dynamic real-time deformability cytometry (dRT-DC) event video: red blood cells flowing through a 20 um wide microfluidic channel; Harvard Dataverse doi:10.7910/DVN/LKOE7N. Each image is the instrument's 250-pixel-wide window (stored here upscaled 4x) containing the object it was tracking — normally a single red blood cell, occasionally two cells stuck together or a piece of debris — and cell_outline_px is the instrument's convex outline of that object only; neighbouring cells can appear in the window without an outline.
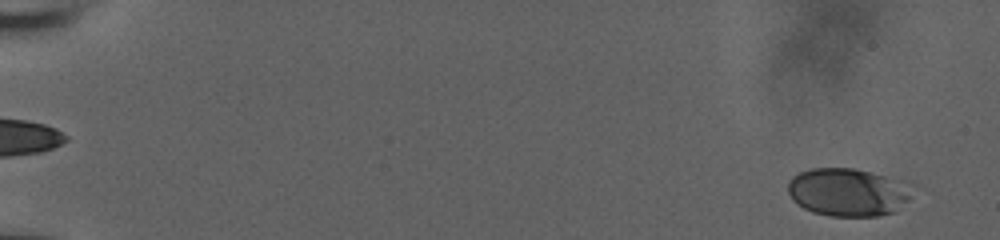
{"species": "human", "species_latin": "Homo sapiens", "temperature_condition": "room temperature", "stored_images_in_passage": 37, "camera_frame_rate_fps": 3000, "um_per_image_px": 0.085, "donor": {"sex": "male"}, "frame": {"image": 1, "passage_image": 1, "time_ms": 0.0, "image_size_px": [1000, 240], "cell_outline_px": [[916, 184], [908, 200], [892, 212], [880, 216], [828, 216], [812, 212], [804, 208], [792, 200], [788, 192], [788, 180], [792, 176], [800, 172], [812, 168], [852, 168], [912, 180]], "centroid_in_image_um": [72.15, 16.31], "position_along_channel_um": 12.9, "area_um2": 35.66}}
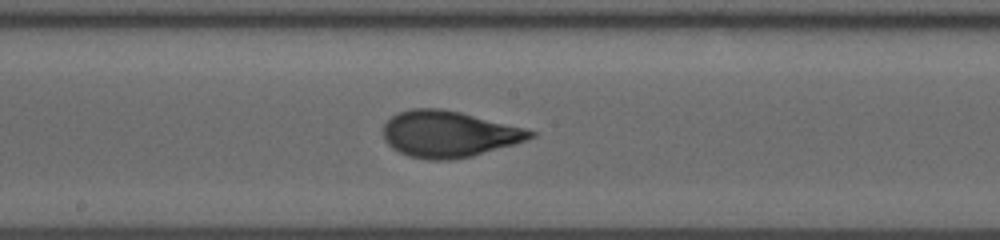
{"frame": {"image": 2, "passage_image": 20, "time_ms": 6.333, "image_size_px": [1000, 240], "cell_outline_px": [[536, 136], [512, 144], [472, 156], [448, 160], [428, 160], [408, 156], [392, 148], [384, 140], [384, 124], [392, 116], [400, 112], [412, 108], [440, 108], [460, 112], [524, 128], [536, 132]], "centroid_in_image_um": [38.1, 11.39], "position_along_channel_um": 210.1, "area_um2": 39.3}}
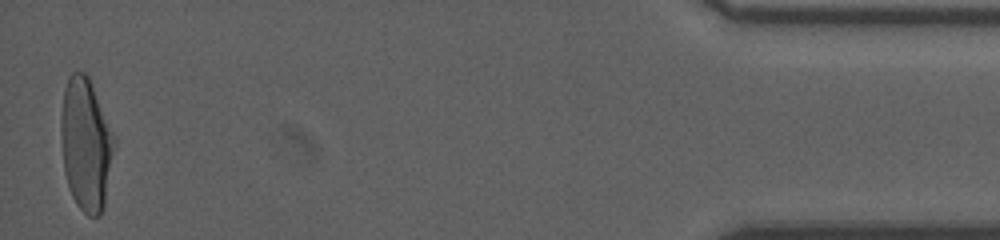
{"frame": {"image": 3, "passage_image": 37, "time_ms": 12.0, "image_size_px": [1000, 240], "cell_outline_px": [[116, 144], [104, 208], [100, 216], [88, 216], [76, 204], [68, 188], [64, 172], [60, 132], [60, 120], [64, 88], [68, 76], [72, 72], [84, 72], [88, 76], [116, 140]], "centroid_in_image_um": [7.3, 12.3], "position_along_channel_um": 427.9, "area_um2": 41.5}, "authors_computed_cell_mechanics": {"area_um2": 38.7838, "velocity_mm_per_s": 3.8664, "shape_relaxation_time_tau1_ms": 2.5662, "shape_relaxation_time_tau2_ms": null, "deformation_change_tau1": 0.1497, "deformation_change_tau2": null}}